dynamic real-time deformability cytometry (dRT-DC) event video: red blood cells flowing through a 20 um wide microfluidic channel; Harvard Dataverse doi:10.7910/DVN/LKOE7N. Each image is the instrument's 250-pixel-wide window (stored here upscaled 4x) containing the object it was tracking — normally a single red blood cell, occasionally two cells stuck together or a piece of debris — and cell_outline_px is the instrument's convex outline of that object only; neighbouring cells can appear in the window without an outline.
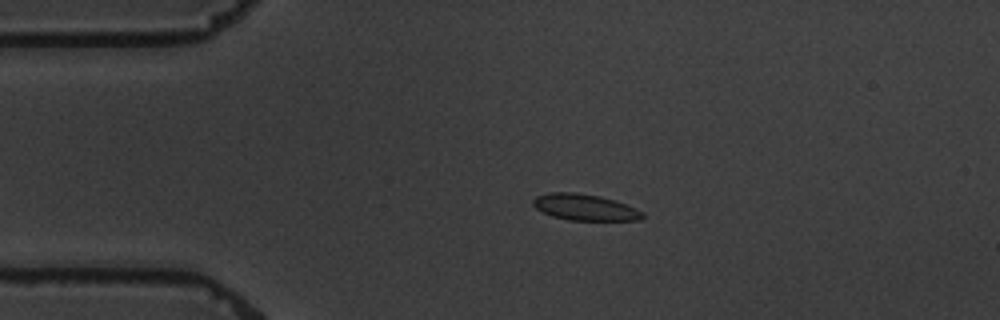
{"species": "common noctule bat (a hibernating species)", "species_latin": "Nyctalus noctula", "temperature_condition": "warm", "stored_images_in_passage": 4, "camera_frame_rate_fps": 3000, "um_per_image_px": 0.085, "animal": {"sex": "male", "body_mass_g": 19.5, "forearm_length_mm": 54.6}, "frame": {"image": 1, "passage_image": 3, "time_ms": 3.333, "image_size_px": [1000, 320], "cell_outline_px": [[644, 216], [640, 220], [568, 220], [552, 216], [536, 208], [532, 204], [532, 200], [536, 196], [552, 192], [576, 192], [600, 196], [616, 200], [636, 208], [644, 212]], "centroid_in_image_um": [49.73, 17.61], "position_along_channel_um": 35.3, "area_um2": 16.82}}